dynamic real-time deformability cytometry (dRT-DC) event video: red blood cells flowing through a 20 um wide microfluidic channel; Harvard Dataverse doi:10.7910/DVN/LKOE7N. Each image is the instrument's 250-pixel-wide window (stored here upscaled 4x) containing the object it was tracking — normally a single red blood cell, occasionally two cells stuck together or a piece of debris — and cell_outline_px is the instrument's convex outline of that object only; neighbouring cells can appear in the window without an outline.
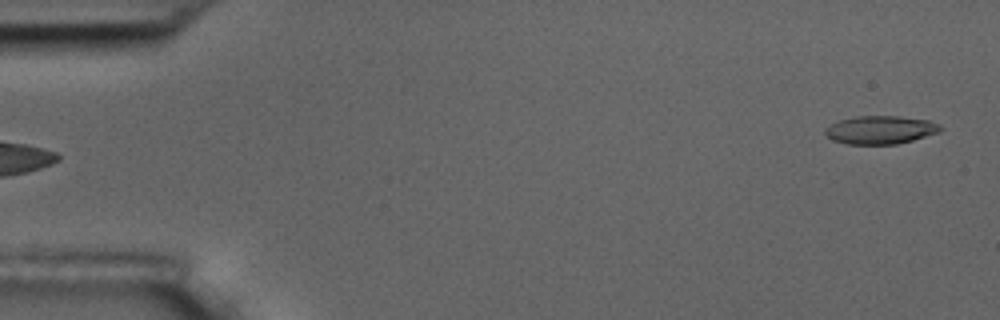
{"species": "common noctule bat (a hibernating species)", "species_latin": "Nyctalus noctula", "temperature_condition": "room temperature", "stored_images_in_passage": 7, "camera_frame_rate_fps": 3000, "um_per_image_px": 0.085, "animal": {"sex": "male", "body_mass_g": 17.5, "forearm_length_mm": 52.3}, "frame": {"image": 1, "passage_image": 7, "time_ms": 7.667, "image_size_px": [1000, 320], "cell_outline_px": [[944, 128], [940, 132], [912, 140], [896, 144], [848, 144], [832, 140], [824, 132], [824, 128], [840, 120], [856, 116], [900, 116], [928, 120], [940, 124]], "centroid_in_image_um": [74.86, 11.03], "position_along_channel_um": 10.1, "area_um2": 18.96}}